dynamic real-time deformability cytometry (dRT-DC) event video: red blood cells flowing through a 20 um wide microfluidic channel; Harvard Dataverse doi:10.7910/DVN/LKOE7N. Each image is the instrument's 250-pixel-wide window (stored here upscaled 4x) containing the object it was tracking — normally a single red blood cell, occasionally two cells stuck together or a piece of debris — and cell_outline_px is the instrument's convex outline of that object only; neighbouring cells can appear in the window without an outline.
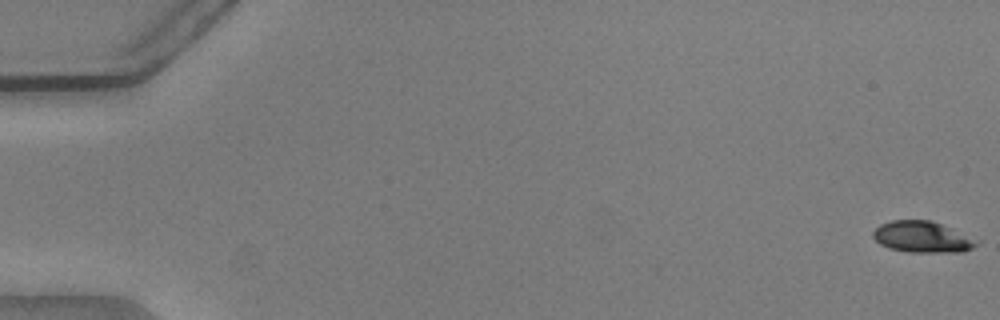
{"species": "common noctule bat (a hibernating species)", "species_latin": "Nyctalus noctula", "temperature_condition": "warm", "stored_images_in_passage": 54, "camera_frame_rate_fps": 3000, "um_per_image_px": 0.085, "animal": {"sex": "male", "body_mass_g": 20.5, "forearm_length_mm": 52.5}, "frame": {"image": 1, "passage_image": 1, "time_ms": 0.0, "image_size_px": [1000, 320], "cell_outline_px": [[980, 244], [972, 248], [960, 252], [908, 252], [888, 248], [880, 244], [872, 236], [872, 232], [880, 224], [892, 220], [932, 220], [980, 240]], "centroid_in_image_um": [78.41, 20.14], "position_along_channel_um": 6.6, "area_um2": 19.02}}
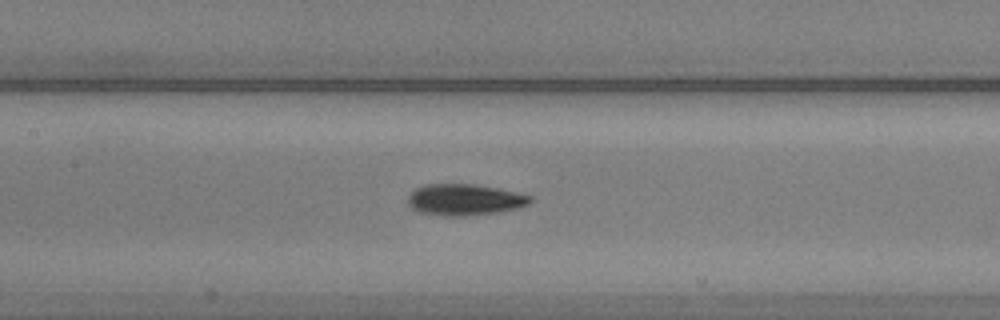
{"frame": {"image": 2, "passage_image": 27, "time_ms": 8.667, "image_size_px": [1000, 320], "cell_outline_px": [[532, 200], [528, 204], [516, 208], [500, 212], [468, 216], [444, 216], [420, 212], [412, 208], [408, 204], [408, 196], [416, 188], [424, 184], [472, 184], [496, 188], [532, 196]], "centroid_in_image_um": [39.47, 16.98], "position_along_channel_um": 167.9, "area_um2": 22.25}}
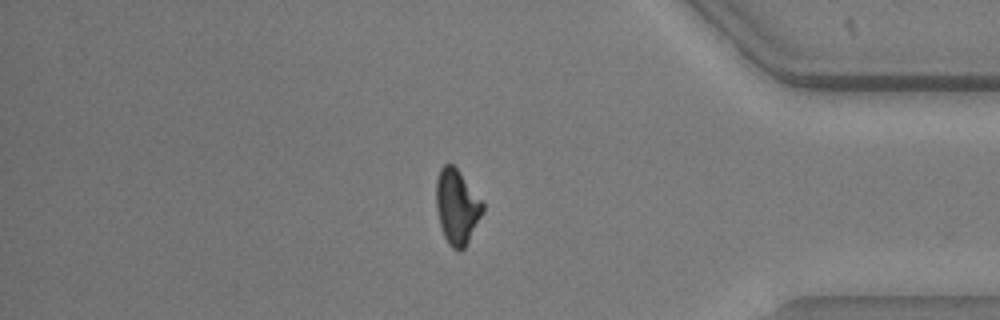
{"frame": {"image": 3, "passage_image": 47, "time_ms": 15.333, "image_size_px": [1000, 320], "cell_outline_px": [[484, 212], [464, 248], [460, 252], [452, 248], [448, 244], [444, 236], [440, 224], [436, 208], [436, 180], [440, 168], [444, 164], [452, 164], [460, 172], [484, 204]], "centroid_in_image_um": [38.83, 17.58], "position_along_channel_um": 396.4, "area_um2": 20.23}, "authors_computed_cell_mechanics": {"area_um2": 20.9236, "velocity_mm_per_s": 3.7921, "shape_relaxation_time_tau1_ms": 3.0056, "shape_relaxation_time_tau2_ms": 7.7711, "deformation_change_tau1": 0.1494, "deformation_change_tau2": 0.1292}}